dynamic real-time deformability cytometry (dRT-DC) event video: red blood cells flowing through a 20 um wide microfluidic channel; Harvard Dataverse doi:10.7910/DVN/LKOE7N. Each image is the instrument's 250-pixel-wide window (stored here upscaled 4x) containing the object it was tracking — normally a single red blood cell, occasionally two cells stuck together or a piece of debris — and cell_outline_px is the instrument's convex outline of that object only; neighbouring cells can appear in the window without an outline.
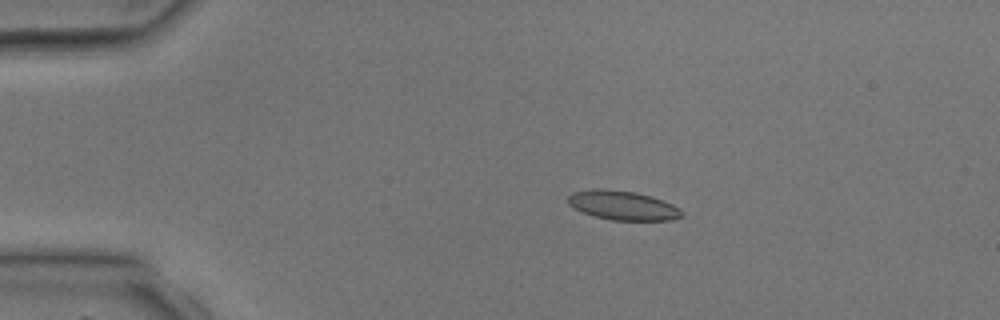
{"species": "common noctule bat (a hibernating species)", "species_latin": "Nyctalus noctula", "temperature_condition": "room temperature", "stored_images_in_passage": 3, "camera_frame_rate_fps": 3000, "um_per_image_px": 0.085, "animal": {"sex": "male", "body_mass_g": 17.9, "forearm_length_mm": 54.2}, "frame": {"image": 1, "passage_image": 2, "time_ms": 1.0, "image_size_px": [1000, 320], "cell_outline_px": [[684, 216], [672, 220], [612, 220], [592, 216], [568, 204], [568, 196], [572, 192], [600, 188], [608, 188], [636, 192], [652, 196], [672, 204], [680, 208], [684, 212]], "centroid_in_image_um": [52.97, 17.45], "position_along_channel_um": 32.0, "area_um2": 19.54}}